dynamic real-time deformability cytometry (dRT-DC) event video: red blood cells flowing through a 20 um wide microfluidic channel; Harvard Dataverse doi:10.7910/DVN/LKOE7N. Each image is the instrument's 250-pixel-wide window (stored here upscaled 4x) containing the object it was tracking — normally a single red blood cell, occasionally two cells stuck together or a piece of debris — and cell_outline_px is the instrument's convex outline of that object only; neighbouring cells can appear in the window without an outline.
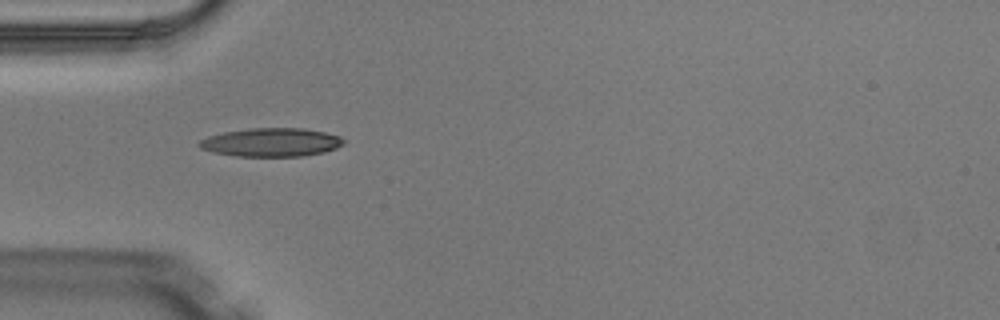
{"species": "Egyptian fruit bat (a non-hibernating species)", "species_latin": "Rousettus aegyptiacus", "temperature_condition": "warm", "stored_images_in_passage": 1, "camera_frame_rate_fps": 3000, "um_per_image_px": 0.085, "animal": {"sex": "male"}, "frame": {"image": 1, "passage_image": 1, "time_ms": 0.0, "image_size_px": [1000, 320], "cell_outline_px": [[348, 140], [344, 144], [336, 148], [324, 152], [300, 156], [236, 156], [212, 152], [200, 148], [196, 144], [200, 140], [208, 136], [224, 132], [248, 128], [304, 128], [324, 132], [340, 136]], "centroid_in_image_um": [23.07, 12.09], "position_along_channel_um": 61.9, "area_um2": 24.16}}